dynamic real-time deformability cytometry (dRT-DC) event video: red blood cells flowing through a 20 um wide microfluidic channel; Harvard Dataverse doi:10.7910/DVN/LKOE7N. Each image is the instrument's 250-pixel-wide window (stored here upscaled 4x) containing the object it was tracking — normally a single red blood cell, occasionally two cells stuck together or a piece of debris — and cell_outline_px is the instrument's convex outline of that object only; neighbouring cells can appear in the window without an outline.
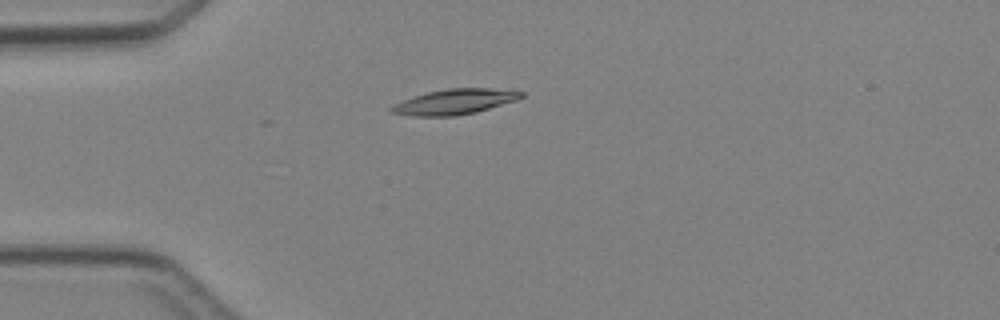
{"species": "Egyptian fruit bat (a non-hibernating species)", "species_latin": "Rousettus aegyptiacus", "temperature_condition": "cold", "stored_images_in_passage": 5, "camera_frame_rate_fps": 3000, "um_per_image_px": 0.085, "animal": {"sex": "female"}, "frame": {"image": 1, "passage_image": 4, "time_ms": 3.667, "image_size_px": [1000, 320], "cell_outline_px": [[524, 96], [516, 100], [476, 112], [456, 116], [412, 116], [388, 112], [388, 108], [392, 104], [412, 96], [428, 92], [448, 88], [512, 88], [524, 92]], "centroid_in_image_um": [38.65, 8.64], "position_along_channel_um": 46.4, "area_um2": 19.54}}